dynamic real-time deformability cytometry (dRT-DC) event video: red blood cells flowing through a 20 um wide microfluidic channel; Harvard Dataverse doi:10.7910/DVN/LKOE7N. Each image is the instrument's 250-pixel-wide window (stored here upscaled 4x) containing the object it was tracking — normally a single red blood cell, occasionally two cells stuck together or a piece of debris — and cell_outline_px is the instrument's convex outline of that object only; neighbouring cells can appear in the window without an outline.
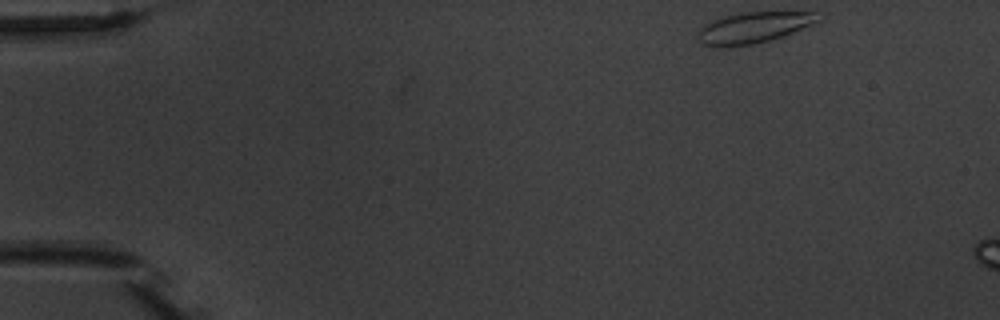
{"species": "common noctule bat (a hibernating species)", "species_latin": "Nyctalus noctula", "temperature_condition": "warm", "stored_images_in_passage": 3, "camera_frame_rate_fps": 3000, "um_per_image_px": 0.085, "animal": {"sex": "male", "body_mass_g": 20.1, "forearm_length_mm": 53.5}, "frame": {"image": 1, "passage_image": 1, "time_ms": 0.0, "image_size_px": [1000, 320], "cell_outline_px": [[820, 20], [792, 32], [768, 40], [752, 44], [720, 48], [712, 48], [700, 44], [700, 28], [704, 24], [712, 20], [724, 16], [740, 12], [812, 12]], "centroid_in_image_um": [63.94, 2.36], "position_along_channel_um": 21.1, "area_um2": 21.39}}